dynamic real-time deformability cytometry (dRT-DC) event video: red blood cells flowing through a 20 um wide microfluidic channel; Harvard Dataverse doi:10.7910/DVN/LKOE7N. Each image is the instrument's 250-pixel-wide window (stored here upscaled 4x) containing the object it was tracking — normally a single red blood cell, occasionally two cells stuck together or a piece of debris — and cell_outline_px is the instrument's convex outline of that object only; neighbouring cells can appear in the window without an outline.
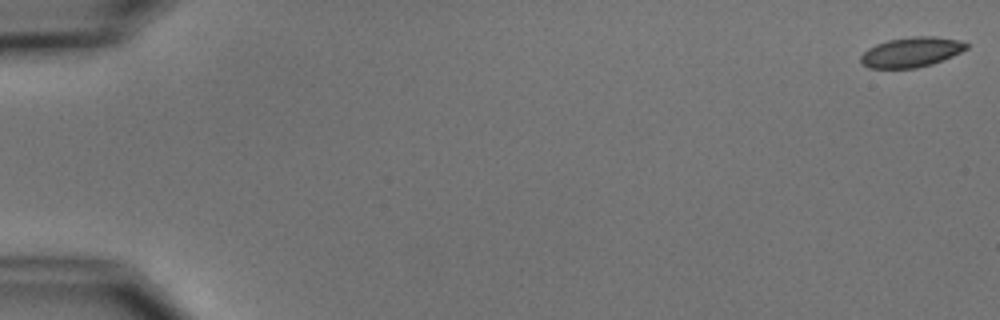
{"species": "common noctule bat (a hibernating species)", "species_latin": "Nyctalus noctula", "temperature_condition": "cold", "stored_images_in_passage": 8, "camera_frame_rate_fps": 3000, "um_per_image_px": 0.085, "animal": {"sex": "male", "body_mass_g": 15.6}, "frame": {"image": 1, "passage_image": 1, "time_ms": 0.0, "image_size_px": [1000, 320], "cell_outline_px": [[968, 48], [952, 56], [932, 64], [916, 68], [868, 68], [860, 60], [860, 56], [868, 48], [876, 44], [888, 40], [912, 36], [932, 36], [956, 40], [968, 44]], "centroid_in_image_um": [77.44, 4.43], "position_along_channel_um": 7.6, "area_um2": 18.26}}
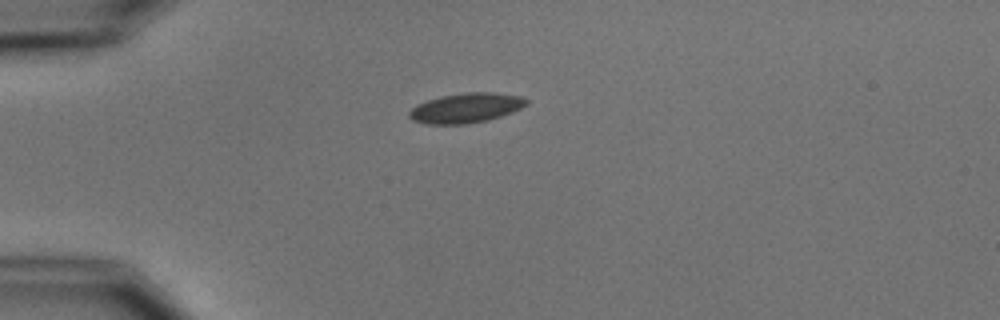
{"frame": {"image": 2, "passage_image": 5, "time_ms": 4.667, "image_size_px": [1000, 320], "cell_outline_px": [[528, 104], [512, 112], [488, 120], [464, 124], [424, 124], [412, 120], [408, 116], [408, 112], [416, 104], [440, 96], [464, 92], [496, 92], [520, 96], [528, 100]], "centroid_in_image_um": [39.58, 9.17], "position_along_channel_um": 45.4, "area_um2": 20.46}}
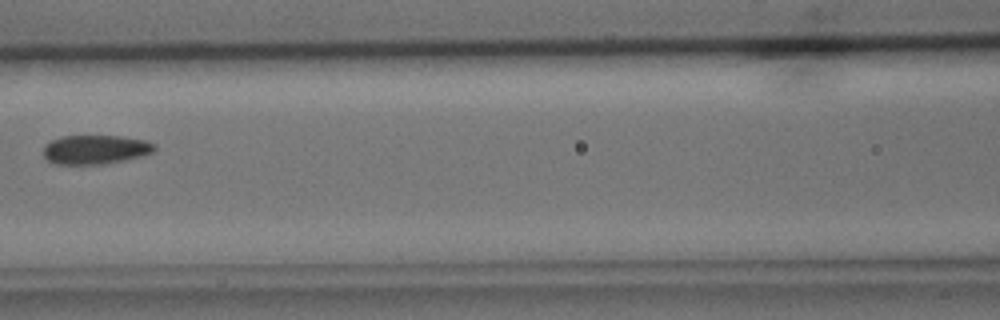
{"frame": {"image": 3, "passage_image": 8, "time_ms": 8.333, "image_size_px": [1000, 320], "cell_outline_px": [[156, 148], [152, 152], [140, 156], [124, 160], [104, 164], [56, 164], [48, 160], [44, 156], [44, 144], [52, 140], [64, 136], [120, 136], [144, 140], [156, 144]], "centroid_in_image_um": [8.1, 12.71], "position_along_channel_um": 158.5, "area_um2": 18.73}}